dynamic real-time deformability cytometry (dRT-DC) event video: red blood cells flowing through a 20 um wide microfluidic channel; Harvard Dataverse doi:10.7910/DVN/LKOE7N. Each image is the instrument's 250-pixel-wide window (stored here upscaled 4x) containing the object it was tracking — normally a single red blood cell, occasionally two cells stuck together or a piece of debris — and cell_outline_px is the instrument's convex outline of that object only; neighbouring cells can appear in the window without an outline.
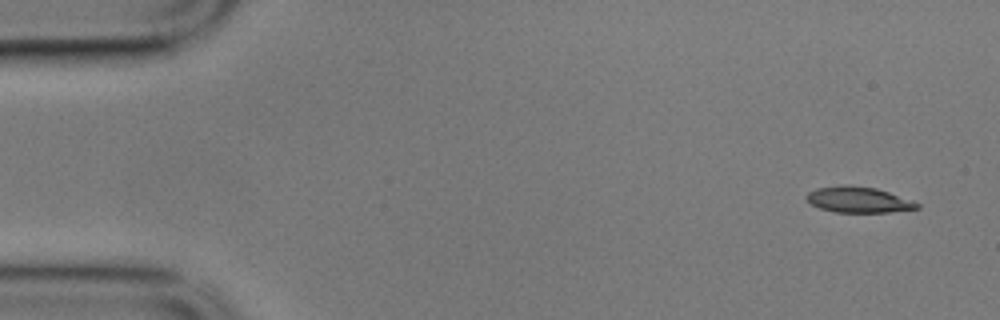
{"species": "common noctule bat (a hibernating species)", "species_latin": "Nyctalus noctula", "temperature_condition": "cold", "stored_images_in_passage": 4, "camera_frame_rate_fps": 3000, "um_per_image_px": 0.085, "animal": {"sex": "male", "body_mass_g": 17.9}, "frame": {"image": 1, "passage_image": 1, "time_ms": 0.0, "image_size_px": [1000, 320], "cell_outline_px": [[920, 208], [888, 212], [836, 212], [820, 208], [812, 204], [804, 196], [808, 192], [816, 188], [840, 184], [852, 184], [876, 188], [912, 200], [920, 204]], "centroid_in_image_um": [72.95, 16.95], "position_along_channel_um": 12.1, "area_um2": 16.76}}
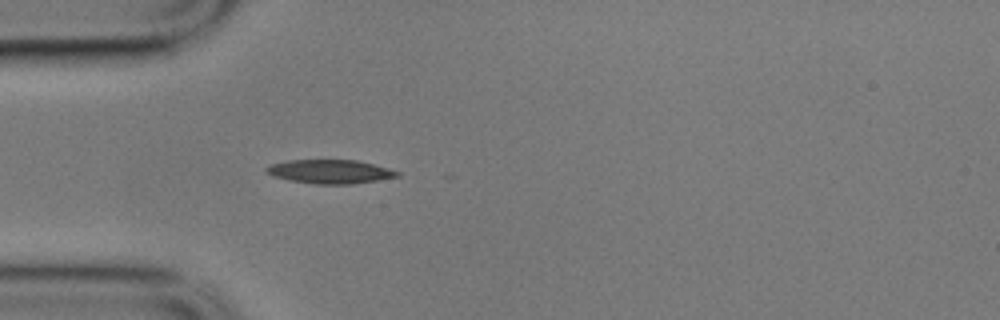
{"frame": {"image": 2, "passage_image": 4, "time_ms": 1.0, "image_size_px": [1000, 320], "cell_outline_px": [[400, 176], [352, 184], [316, 184], [288, 180], [272, 176], [264, 172], [264, 168], [268, 164], [288, 160], [356, 160], [388, 168], [400, 172]], "centroid_in_image_um": [27.98, 14.58], "position_along_channel_um": 57.0, "area_um2": 18.26}}